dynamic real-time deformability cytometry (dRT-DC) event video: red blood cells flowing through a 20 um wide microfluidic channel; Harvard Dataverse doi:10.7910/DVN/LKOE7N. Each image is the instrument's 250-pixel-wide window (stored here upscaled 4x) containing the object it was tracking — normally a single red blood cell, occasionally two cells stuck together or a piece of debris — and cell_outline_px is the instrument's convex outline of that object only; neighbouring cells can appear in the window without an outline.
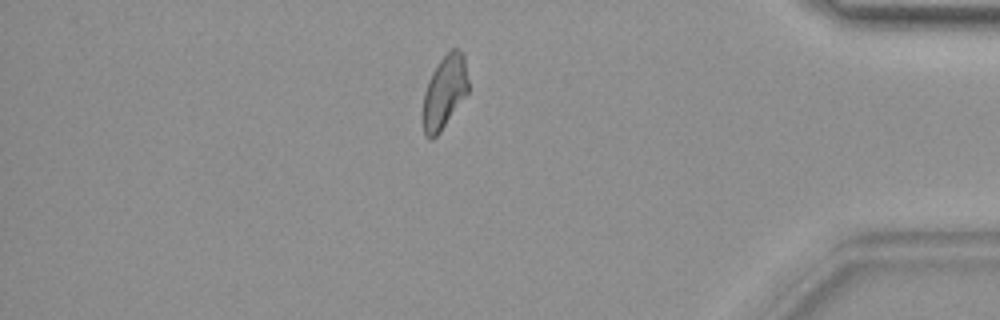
{"species": "common noctule bat (a hibernating species)", "species_latin": "Nyctalus noctula", "temperature_condition": "warm", "stored_images_in_passage": 41, "camera_frame_rate_fps": 3000, "um_per_image_px": 0.085, "animal": {"sex": "female", "body_mass_g": 19.9}, "frame": {"image": 1, "passage_image": 35, "time_ms": 11.333, "image_size_px": [1000, 320], "cell_outline_px": [[468, 92], [440, 132], [432, 140], [428, 140], [424, 136], [424, 92], [428, 80], [432, 72], [440, 60], [452, 48], [456, 48], [464, 52], [468, 80]], "centroid_in_image_um": [37.79, 7.81], "position_along_channel_um": 397.4, "area_um2": 19.19}}